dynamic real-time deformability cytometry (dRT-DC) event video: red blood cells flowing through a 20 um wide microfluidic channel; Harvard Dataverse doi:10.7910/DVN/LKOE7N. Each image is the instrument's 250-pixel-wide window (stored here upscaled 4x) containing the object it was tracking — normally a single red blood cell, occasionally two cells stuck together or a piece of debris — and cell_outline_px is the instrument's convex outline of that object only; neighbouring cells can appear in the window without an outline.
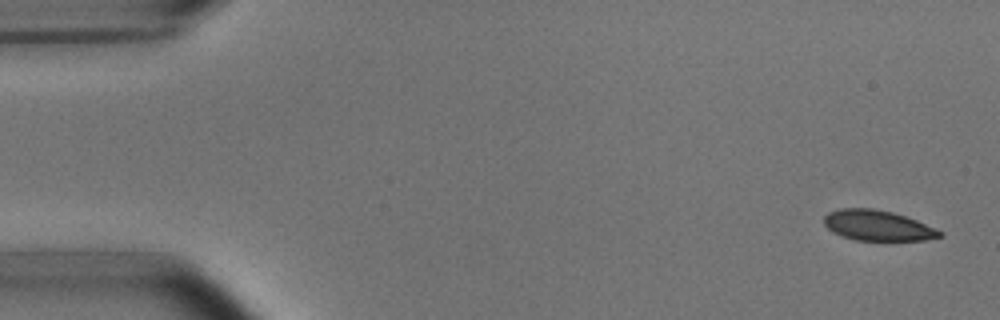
{"species": "common noctule bat (a hibernating species)", "species_latin": "Nyctalus noctula", "temperature_condition": "room temperature", "stored_images_in_passage": 6, "camera_frame_rate_fps": 3000, "um_per_image_px": 0.085, "animal": {"sex": "male", "body_mass_g": 15.6}, "frame": {"image": 1, "passage_image": 1, "time_ms": 0.0, "image_size_px": [1000, 320], "cell_outline_px": [[944, 236], [924, 240], [856, 240], [832, 232], [824, 224], [824, 216], [828, 212], [840, 208], [872, 208], [892, 212], [916, 220], [944, 232]], "centroid_in_image_um": [74.6, 19.16], "position_along_channel_um": 10.4, "area_um2": 20.4}}
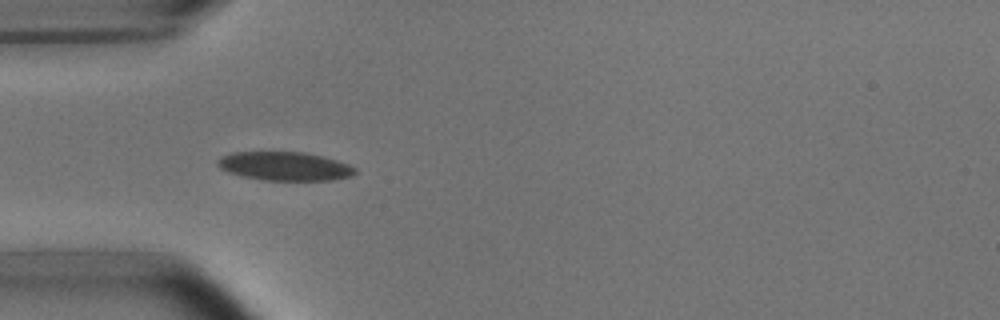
{"frame": {"image": 2, "passage_image": 5, "time_ms": 4.667, "image_size_px": [1000, 320], "cell_outline_px": [[356, 172], [352, 176], [332, 180], [264, 180], [244, 176], [228, 172], [220, 168], [216, 164], [216, 160], [220, 156], [232, 152], [304, 152], [324, 156], [348, 164], [356, 168]], "centroid_in_image_um": [24.19, 14.12], "position_along_channel_um": 60.8, "area_um2": 23.06}}